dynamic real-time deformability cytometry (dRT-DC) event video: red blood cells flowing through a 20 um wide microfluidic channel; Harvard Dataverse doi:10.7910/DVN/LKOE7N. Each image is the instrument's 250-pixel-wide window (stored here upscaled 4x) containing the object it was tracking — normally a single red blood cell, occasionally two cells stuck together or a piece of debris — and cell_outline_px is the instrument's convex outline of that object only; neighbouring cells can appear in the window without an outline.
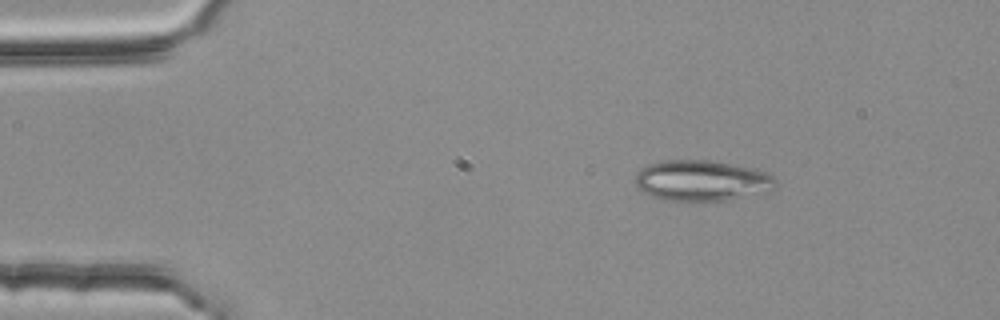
{"species": "common noctule bat (a hibernating species)", "species_latin": "Nyctalus noctula", "temperature_condition": "room temperature", "stored_images_in_passage": 3, "camera_frame_rate_fps": 3000, "um_per_image_px": 0.085, "animal": {"sex": "female", "body_mass_g": 25.1}, "frame": {"image": 1, "passage_image": 1, "time_ms": 0.0, "image_size_px": [1000, 320], "cell_outline_px": [[776, 188], [768, 192], [728, 200], [664, 200], [652, 196], [636, 188], [636, 176], [648, 164], [664, 160], [712, 160], [748, 168], [764, 172], [772, 176], [776, 180]], "centroid_in_image_um": [59.66, 15.36], "position_along_channel_um": 25.3, "area_um2": 33.0}}